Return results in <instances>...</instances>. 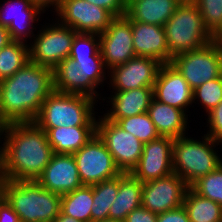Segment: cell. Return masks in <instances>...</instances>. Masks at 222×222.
Returning a JSON list of instances; mask_svg holds the SVG:
<instances>
[{
  "label": "cell",
  "mask_w": 222,
  "mask_h": 222,
  "mask_svg": "<svg viewBox=\"0 0 222 222\" xmlns=\"http://www.w3.org/2000/svg\"><path fill=\"white\" fill-rule=\"evenodd\" d=\"M54 91L53 69L28 61L0 81V117L6 123L34 122L43 101Z\"/></svg>",
  "instance_id": "1"
},
{
  "label": "cell",
  "mask_w": 222,
  "mask_h": 222,
  "mask_svg": "<svg viewBox=\"0 0 222 222\" xmlns=\"http://www.w3.org/2000/svg\"><path fill=\"white\" fill-rule=\"evenodd\" d=\"M4 141L5 179L37 181L54 154L46 132L34 122L9 123Z\"/></svg>",
  "instance_id": "2"
},
{
  "label": "cell",
  "mask_w": 222,
  "mask_h": 222,
  "mask_svg": "<svg viewBox=\"0 0 222 222\" xmlns=\"http://www.w3.org/2000/svg\"><path fill=\"white\" fill-rule=\"evenodd\" d=\"M61 197L37 181H5L4 199L21 222H53L60 214Z\"/></svg>",
  "instance_id": "3"
},
{
  "label": "cell",
  "mask_w": 222,
  "mask_h": 222,
  "mask_svg": "<svg viewBox=\"0 0 222 222\" xmlns=\"http://www.w3.org/2000/svg\"><path fill=\"white\" fill-rule=\"evenodd\" d=\"M186 135L173 141V172L189 186L198 178L211 173L222 164L221 155L215 151L220 143L204 134L202 141Z\"/></svg>",
  "instance_id": "4"
},
{
  "label": "cell",
  "mask_w": 222,
  "mask_h": 222,
  "mask_svg": "<svg viewBox=\"0 0 222 222\" xmlns=\"http://www.w3.org/2000/svg\"><path fill=\"white\" fill-rule=\"evenodd\" d=\"M96 100L78 94L53 91L42 103L34 123L39 128L96 126Z\"/></svg>",
  "instance_id": "5"
},
{
  "label": "cell",
  "mask_w": 222,
  "mask_h": 222,
  "mask_svg": "<svg viewBox=\"0 0 222 222\" xmlns=\"http://www.w3.org/2000/svg\"><path fill=\"white\" fill-rule=\"evenodd\" d=\"M106 67L102 57L66 58L53 69L55 91L97 99L96 90L103 85Z\"/></svg>",
  "instance_id": "6"
},
{
  "label": "cell",
  "mask_w": 222,
  "mask_h": 222,
  "mask_svg": "<svg viewBox=\"0 0 222 222\" xmlns=\"http://www.w3.org/2000/svg\"><path fill=\"white\" fill-rule=\"evenodd\" d=\"M163 27L172 57L201 48L212 41V34L192 1L181 3Z\"/></svg>",
  "instance_id": "7"
},
{
  "label": "cell",
  "mask_w": 222,
  "mask_h": 222,
  "mask_svg": "<svg viewBox=\"0 0 222 222\" xmlns=\"http://www.w3.org/2000/svg\"><path fill=\"white\" fill-rule=\"evenodd\" d=\"M170 64L194 90L222 75V47L212 40L201 48L175 55Z\"/></svg>",
  "instance_id": "8"
},
{
  "label": "cell",
  "mask_w": 222,
  "mask_h": 222,
  "mask_svg": "<svg viewBox=\"0 0 222 222\" xmlns=\"http://www.w3.org/2000/svg\"><path fill=\"white\" fill-rule=\"evenodd\" d=\"M53 24L48 23L45 27L42 25L29 45L30 61L51 69L69 57L73 39L77 34L58 20Z\"/></svg>",
  "instance_id": "9"
},
{
  "label": "cell",
  "mask_w": 222,
  "mask_h": 222,
  "mask_svg": "<svg viewBox=\"0 0 222 222\" xmlns=\"http://www.w3.org/2000/svg\"><path fill=\"white\" fill-rule=\"evenodd\" d=\"M80 180L92 186L122 174L104 142L95 134L80 150L73 153Z\"/></svg>",
  "instance_id": "10"
},
{
  "label": "cell",
  "mask_w": 222,
  "mask_h": 222,
  "mask_svg": "<svg viewBox=\"0 0 222 222\" xmlns=\"http://www.w3.org/2000/svg\"><path fill=\"white\" fill-rule=\"evenodd\" d=\"M96 134L111 153L122 173H130L138 164L144 144L133 134L126 132L115 122L98 116Z\"/></svg>",
  "instance_id": "11"
},
{
  "label": "cell",
  "mask_w": 222,
  "mask_h": 222,
  "mask_svg": "<svg viewBox=\"0 0 222 222\" xmlns=\"http://www.w3.org/2000/svg\"><path fill=\"white\" fill-rule=\"evenodd\" d=\"M55 12L61 24L77 33L101 34L115 18L110 11L86 0H62Z\"/></svg>",
  "instance_id": "12"
},
{
  "label": "cell",
  "mask_w": 222,
  "mask_h": 222,
  "mask_svg": "<svg viewBox=\"0 0 222 222\" xmlns=\"http://www.w3.org/2000/svg\"><path fill=\"white\" fill-rule=\"evenodd\" d=\"M132 38L131 20L126 15L115 17L107 29L99 34L100 52L107 74L113 67L136 57Z\"/></svg>",
  "instance_id": "13"
},
{
  "label": "cell",
  "mask_w": 222,
  "mask_h": 222,
  "mask_svg": "<svg viewBox=\"0 0 222 222\" xmlns=\"http://www.w3.org/2000/svg\"><path fill=\"white\" fill-rule=\"evenodd\" d=\"M189 185L176 173L143 183L141 206L160 214L183 205Z\"/></svg>",
  "instance_id": "14"
},
{
  "label": "cell",
  "mask_w": 222,
  "mask_h": 222,
  "mask_svg": "<svg viewBox=\"0 0 222 222\" xmlns=\"http://www.w3.org/2000/svg\"><path fill=\"white\" fill-rule=\"evenodd\" d=\"M173 141L171 137L160 136L145 143L138 164L130 174L144 183L173 173Z\"/></svg>",
  "instance_id": "15"
},
{
  "label": "cell",
  "mask_w": 222,
  "mask_h": 222,
  "mask_svg": "<svg viewBox=\"0 0 222 222\" xmlns=\"http://www.w3.org/2000/svg\"><path fill=\"white\" fill-rule=\"evenodd\" d=\"M161 63L148 57L136 56L125 64L109 70V83L113 91H126L141 87H154ZM111 77V78H110Z\"/></svg>",
  "instance_id": "16"
},
{
  "label": "cell",
  "mask_w": 222,
  "mask_h": 222,
  "mask_svg": "<svg viewBox=\"0 0 222 222\" xmlns=\"http://www.w3.org/2000/svg\"><path fill=\"white\" fill-rule=\"evenodd\" d=\"M4 2L5 4L0 6V25L7 27L11 40L27 43V38L35 36L33 30L36 27L33 23L40 21L41 13L45 12L33 4L31 0H7Z\"/></svg>",
  "instance_id": "17"
},
{
  "label": "cell",
  "mask_w": 222,
  "mask_h": 222,
  "mask_svg": "<svg viewBox=\"0 0 222 222\" xmlns=\"http://www.w3.org/2000/svg\"><path fill=\"white\" fill-rule=\"evenodd\" d=\"M193 90L170 63L162 64L153 87V97L185 112L193 103Z\"/></svg>",
  "instance_id": "18"
},
{
  "label": "cell",
  "mask_w": 222,
  "mask_h": 222,
  "mask_svg": "<svg viewBox=\"0 0 222 222\" xmlns=\"http://www.w3.org/2000/svg\"><path fill=\"white\" fill-rule=\"evenodd\" d=\"M37 182L51 192L63 195L83 186L73 154H53Z\"/></svg>",
  "instance_id": "19"
},
{
  "label": "cell",
  "mask_w": 222,
  "mask_h": 222,
  "mask_svg": "<svg viewBox=\"0 0 222 222\" xmlns=\"http://www.w3.org/2000/svg\"><path fill=\"white\" fill-rule=\"evenodd\" d=\"M133 48L136 56L148 57L161 64L171 63L166 34L163 26L131 20Z\"/></svg>",
  "instance_id": "20"
},
{
  "label": "cell",
  "mask_w": 222,
  "mask_h": 222,
  "mask_svg": "<svg viewBox=\"0 0 222 222\" xmlns=\"http://www.w3.org/2000/svg\"><path fill=\"white\" fill-rule=\"evenodd\" d=\"M112 108L103 116L113 122L119 119L140 115L148 112L153 99V87H141L126 91H115L108 97Z\"/></svg>",
  "instance_id": "21"
},
{
  "label": "cell",
  "mask_w": 222,
  "mask_h": 222,
  "mask_svg": "<svg viewBox=\"0 0 222 222\" xmlns=\"http://www.w3.org/2000/svg\"><path fill=\"white\" fill-rule=\"evenodd\" d=\"M148 114L160 136L175 139L187 134L188 114L185 111L162 103L153 97Z\"/></svg>",
  "instance_id": "22"
},
{
  "label": "cell",
  "mask_w": 222,
  "mask_h": 222,
  "mask_svg": "<svg viewBox=\"0 0 222 222\" xmlns=\"http://www.w3.org/2000/svg\"><path fill=\"white\" fill-rule=\"evenodd\" d=\"M40 129L46 132L48 142L55 154H73L96 134V126H63Z\"/></svg>",
  "instance_id": "23"
},
{
  "label": "cell",
  "mask_w": 222,
  "mask_h": 222,
  "mask_svg": "<svg viewBox=\"0 0 222 222\" xmlns=\"http://www.w3.org/2000/svg\"><path fill=\"white\" fill-rule=\"evenodd\" d=\"M180 4L178 0H136L125 15L134 22L164 26Z\"/></svg>",
  "instance_id": "24"
},
{
  "label": "cell",
  "mask_w": 222,
  "mask_h": 222,
  "mask_svg": "<svg viewBox=\"0 0 222 222\" xmlns=\"http://www.w3.org/2000/svg\"><path fill=\"white\" fill-rule=\"evenodd\" d=\"M142 187L143 183L130 173L120 174L119 190L109 209V219L125 221L132 210L141 207Z\"/></svg>",
  "instance_id": "25"
},
{
  "label": "cell",
  "mask_w": 222,
  "mask_h": 222,
  "mask_svg": "<svg viewBox=\"0 0 222 222\" xmlns=\"http://www.w3.org/2000/svg\"><path fill=\"white\" fill-rule=\"evenodd\" d=\"M93 205L92 186L83 185L61 197L60 211L82 222H92Z\"/></svg>",
  "instance_id": "26"
},
{
  "label": "cell",
  "mask_w": 222,
  "mask_h": 222,
  "mask_svg": "<svg viewBox=\"0 0 222 222\" xmlns=\"http://www.w3.org/2000/svg\"><path fill=\"white\" fill-rule=\"evenodd\" d=\"M190 222H222V206L195 193L190 187L184 197Z\"/></svg>",
  "instance_id": "27"
},
{
  "label": "cell",
  "mask_w": 222,
  "mask_h": 222,
  "mask_svg": "<svg viewBox=\"0 0 222 222\" xmlns=\"http://www.w3.org/2000/svg\"><path fill=\"white\" fill-rule=\"evenodd\" d=\"M93 205L91 207L92 222L109 218V209L117 197L119 176L92 185Z\"/></svg>",
  "instance_id": "28"
},
{
  "label": "cell",
  "mask_w": 222,
  "mask_h": 222,
  "mask_svg": "<svg viewBox=\"0 0 222 222\" xmlns=\"http://www.w3.org/2000/svg\"><path fill=\"white\" fill-rule=\"evenodd\" d=\"M30 61L29 45L12 40L0 49V81L11 77Z\"/></svg>",
  "instance_id": "29"
},
{
  "label": "cell",
  "mask_w": 222,
  "mask_h": 222,
  "mask_svg": "<svg viewBox=\"0 0 222 222\" xmlns=\"http://www.w3.org/2000/svg\"><path fill=\"white\" fill-rule=\"evenodd\" d=\"M115 123L126 132L133 134L143 144L160 137L156 127L151 121L148 112L128 118L119 119Z\"/></svg>",
  "instance_id": "30"
},
{
  "label": "cell",
  "mask_w": 222,
  "mask_h": 222,
  "mask_svg": "<svg viewBox=\"0 0 222 222\" xmlns=\"http://www.w3.org/2000/svg\"><path fill=\"white\" fill-rule=\"evenodd\" d=\"M200 196L211 199L222 206V164L189 186Z\"/></svg>",
  "instance_id": "31"
},
{
  "label": "cell",
  "mask_w": 222,
  "mask_h": 222,
  "mask_svg": "<svg viewBox=\"0 0 222 222\" xmlns=\"http://www.w3.org/2000/svg\"><path fill=\"white\" fill-rule=\"evenodd\" d=\"M193 103L199 100L206 113L214 109L222 100V75L209 80L195 88L192 92Z\"/></svg>",
  "instance_id": "32"
},
{
  "label": "cell",
  "mask_w": 222,
  "mask_h": 222,
  "mask_svg": "<svg viewBox=\"0 0 222 222\" xmlns=\"http://www.w3.org/2000/svg\"><path fill=\"white\" fill-rule=\"evenodd\" d=\"M102 57L97 33H77L73 39L69 58Z\"/></svg>",
  "instance_id": "33"
},
{
  "label": "cell",
  "mask_w": 222,
  "mask_h": 222,
  "mask_svg": "<svg viewBox=\"0 0 222 222\" xmlns=\"http://www.w3.org/2000/svg\"><path fill=\"white\" fill-rule=\"evenodd\" d=\"M205 27L213 34L222 24V0H192Z\"/></svg>",
  "instance_id": "34"
},
{
  "label": "cell",
  "mask_w": 222,
  "mask_h": 222,
  "mask_svg": "<svg viewBox=\"0 0 222 222\" xmlns=\"http://www.w3.org/2000/svg\"><path fill=\"white\" fill-rule=\"evenodd\" d=\"M207 116L209 131L207 130L205 135L213 140L222 142V100L214 109L207 113Z\"/></svg>",
  "instance_id": "35"
},
{
  "label": "cell",
  "mask_w": 222,
  "mask_h": 222,
  "mask_svg": "<svg viewBox=\"0 0 222 222\" xmlns=\"http://www.w3.org/2000/svg\"><path fill=\"white\" fill-rule=\"evenodd\" d=\"M157 222H190L188 213L183 205L157 216Z\"/></svg>",
  "instance_id": "36"
},
{
  "label": "cell",
  "mask_w": 222,
  "mask_h": 222,
  "mask_svg": "<svg viewBox=\"0 0 222 222\" xmlns=\"http://www.w3.org/2000/svg\"><path fill=\"white\" fill-rule=\"evenodd\" d=\"M86 1L110 11L115 17L124 16L127 10L122 0H86Z\"/></svg>",
  "instance_id": "37"
},
{
  "label": "cell",
  "mask_w": 222,
  "mask_h": 222,
  "mask_svg": "<svg viewBox=\"0 0 222 222\" xmlns=\"http://www.w3.org/2000/svg\"><path fill=\"white\" fill-rule=\"evenodd\" d=\"M158 214L147 210L144 207H139L132 210L126 217L124 222H157Z\"/></svg>",
  "instance_id": "38"
},
{
  "label": "cell",
  "mask_w": 222,
  "mask_h": 222,
  "mask_svg": "<svg viewBox=\"0 0 222 222\" xmlns=\"http://www.w3.org/2000/svg\"><path fill=\"white\" fill-rule=\"evenodd\" d=\"M0 222H21L18 214L4 198L0 202Z\"/></svg>",
  "instance_id": "39"
},
{
  "label": "cell",
  "mask_w": 222,
  "mask_h": 222,
  "mask_svg": "<svg viewBox=\"0 0 222 222\" xmlns=\"http://www.w3.org/2000/svg\"><path fill=\"white\" fill-rule=\"evenodd\" d=\"M62 0H31V2L41 8L44 12L52 6L56 11ZM48 8V9H47ZM46 9V10H45Z\"/></svg>",
  "instance_id": "40"
},
{
  "label": "cell",
  "mask_w": 222,
  "mask_h": 222,
  "mask_svg": "<svg viewBox=\"0 0 222 222\" xmlns=\"http://www.w3.org/2000/svg\"><path fill=\"white\" fill-rule=\"evenodd\" d=\"M11 38L9 35V31L7 27L0 25V49L6 46L9 42H11Z\"/></svg>",
  "instance_id": "41"
},
{
  "label": "cell",
  "mask_w": 222,
  "mask_h": 222,
  "mask_svg": "<svg viewBox=\"0 0 222 222\" xmlns=\"http://www.w3.org/2000/svg\"><path fill=\"white\" fill-rule=\"evenodd\" d=\"M53 222H82V221H79L78 219H75L71 216L63 214L60 211V214L56 217V219Z\"/></svg>",
  "instance_id": "42"
},
{
  "label": "cell",
  "mask_w": 222,
  "mask_h": 222,
  "mask_svg": "<svg viewBox=\"0 0 222 222\" xmlns=\"http://www.w3.org/2000/svg\"><path fill=\"white\" fill-rule=\"evenodd\" d=\"M212 40L222 47V24L220 27L212 34Z\"/></svg>",
  "instance_id": "43"
},
{
  "label": "cell",
  "mask_w": 222,
  "mask_h": 222,
  "mask_svg": "<svg viewBox=\"0 0 222 222\" xmlns=\"http://www.w3.org/2000/svg\"><path fill=\"white\" fill-rule=\"evenodd\" d=\"M5 177L3 176L2 173H0V202L3 200L4 198V186H5Z\"/></svg>",
  "instance_id": "44"
},
{
  "label": "cell",
  "mask_w": 222,
  "mask_h": 222,
  "mask_svg": "<svg viewBox=\"0 0 222 222\" xmlns=\"http://www.w3.org/2000/svg\"><path fill=\"white\" fill-rule=\"evenodd\" d=\"M3 169H4V144L0 146V173L3 172Z\"/></svg>",
  "instance_id": "45"
},
{
  "label": "cell",
  "mask_w": 222,
  "mask_h": 222,
  "mask_svg": "<svg viewBox=\"0 0 222 222\" xmlns=\"http://www.w3.org/2000/svg\"><path fill=\"white\" fill-rule=\"evenodd\" d=\"M5 125H6V123L0 117V139L4 138L3 134H4ZM1 136H2V138H1Z\"/></svg>",
  "instance_id": "46"
},
{
  "label": "cell",
  "mask_w": 222,
  "mask_h": 222,
  "mask_svg": "<svg viewBox=\"0 0 222 222\" xmlns=\"http://www.w3.org/2000/svg\"><path fill=\"white\" fill-rule=\"evenodd\" d=\"M94 222H124V221H119V220H114V219H104V220H99V221H94Z\"/></svg>",
  "instance_id": "47"
},
{
  "label": "cell",
  "mask_w": 222,
  "mask_h": 222,
  "mask_svg": "<svg viewBox=\"0 0 222 222\" xmlns=\"http://www.w3.org/2000/svg\"><path fill=\"white\" fill-rule=\"evenodd\" d=\"M124 3V6L127 8L129 5H131L136 0H122Z\"/></svg>",
  "instance_id": "48"
},
{
  "label": "cell",
  "mask_w": 222,
  "mask_h": 222,
  "mask_svg": "<svg viewBox=\"0 0 222 222\" xmlns=\"http://www.w3.org/2000/svg\"><path fill=\"white\" fill-rule=\"evenodd\" d=\"M180 3H186V2H189V1H192V0H178Z\"/></svg>",
  "instance_id": "49"
}]
</instances>
